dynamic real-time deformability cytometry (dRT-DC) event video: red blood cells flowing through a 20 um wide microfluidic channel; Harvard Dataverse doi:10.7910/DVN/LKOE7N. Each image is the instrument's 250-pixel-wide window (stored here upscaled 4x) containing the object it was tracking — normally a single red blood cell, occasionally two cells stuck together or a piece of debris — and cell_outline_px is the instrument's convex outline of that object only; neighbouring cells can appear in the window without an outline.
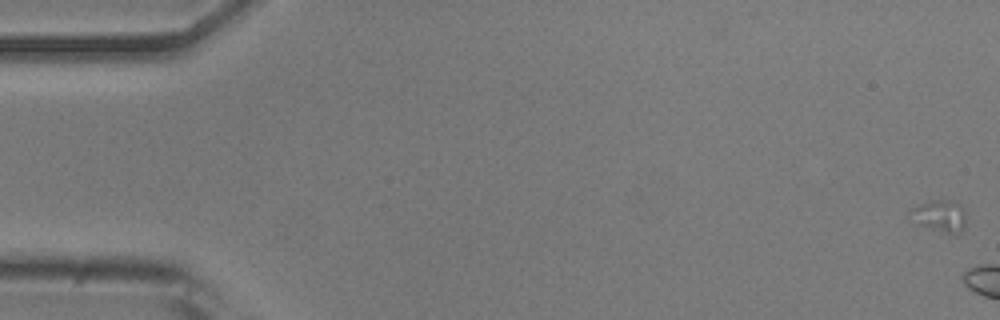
{"species": "common noctule bat (a hibernating species)", "species_latin": "Nyctalus noctula", "temperature_condition": "room temperature", "stored_images_in_passage": 7, "camera_frame_rate_fps": 3000, "um_per_image_px": 0.085, "animal": {"sex": "male", "body_mass_g": 20.5, "forearm_length_mm": 52.5}, "frame": {"image": 1, "passage_image": 1, "time_ms": 0.0, "image_size_px": [1000, 320], "cell_outline_px": [[964, 224], [960, 232], [952, 236], [912, 224], [908, 220], [908, 212], [912, 208], [920, 204], [932, 200], [952, 200], [960, 204], [964, 208]], "centroid_in_image_um": [79.79, 18.39], "position_along_channel_um": 5.2, "area_um2": 10.98}}